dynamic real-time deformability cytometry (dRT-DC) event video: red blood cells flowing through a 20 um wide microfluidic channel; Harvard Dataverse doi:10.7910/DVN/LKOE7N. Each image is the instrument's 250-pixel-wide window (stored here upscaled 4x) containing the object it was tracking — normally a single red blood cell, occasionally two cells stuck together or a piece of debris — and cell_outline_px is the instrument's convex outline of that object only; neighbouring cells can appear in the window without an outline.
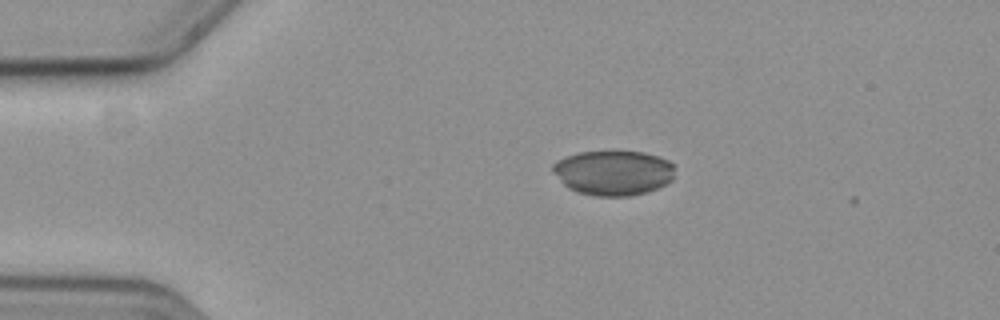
{"species": "common noctule bat (a hibernating species)", "species_latin": "Nyctalus noctula", "temperature_condition": "cold", "stored_images_in_passage": 7, "camera_frame_rate_fps": 3000, "um_per_image_px": 0.085, "animal": {"sex": "female", "body_mass_g": 19.3, "forearm_length_mm": 54.1}, "frame": {"image": 1, "passage_image": 2, "time_ms": 0.333, "image_size_px": [1000, 320], "cell_outline_px": [[676, 164], [672, 180], [648, 192], [628, 196], [600, 196], [580, 192], [568, 188], [552, 172], [552, 164], [556, 160], [564, 156], [580, 152], [644, 152], [660, 156]], "centroid_in_image_um": [52.15, 14.67], "position_along_channel_um": 32.9, "area_um2": 32.02}}